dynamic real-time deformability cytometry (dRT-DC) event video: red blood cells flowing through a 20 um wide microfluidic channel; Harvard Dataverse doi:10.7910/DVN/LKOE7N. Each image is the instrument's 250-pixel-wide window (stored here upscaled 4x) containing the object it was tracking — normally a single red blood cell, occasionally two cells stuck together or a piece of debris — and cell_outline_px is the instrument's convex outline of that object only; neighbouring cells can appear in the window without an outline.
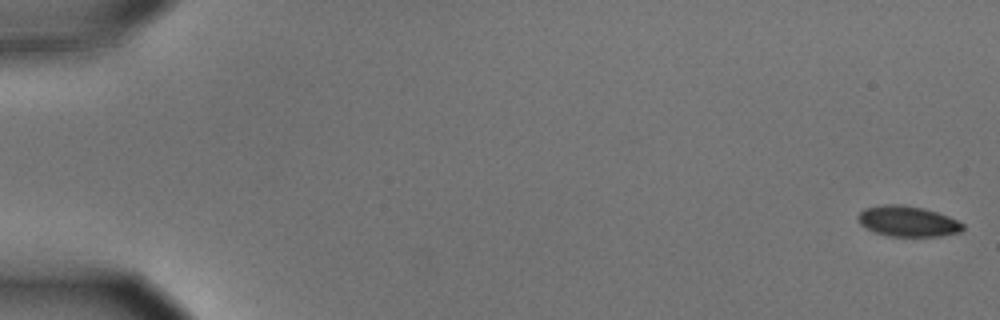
{"species": "common noctule bat (a hibernating species)", "species_latin": "Nyctalus noctula", "temperature_condition": "cold", "stored_images_in_passage": 6, "camera_frame_rate_fps": 3000, "um_per_image_px": 0.085, "animal": {"sex": "male", "body_mass_g": 15.6}, "frame": {"image": 1, "passage_image": 1, "time_ms": 0.0, "image_size_px": [1000, 320], "cell_outline_px": [[964, 228], [960, 232], [940, 236], [888, 236], [876, 232], [860, 224], [856, 216], [864, 208], [884, 204], [900, 204], [924, 208], [948, 216], [964, 224]], "centroid_in_image_um": [77.15, 18.8], "position_along_channel_um": 7.9, "area_um2": 18.61}}
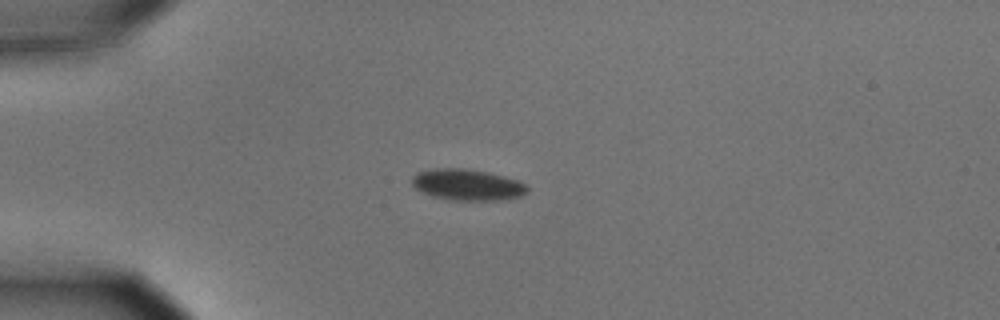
{"frame": {"image": 2, "passage_image": 5, "time_ms": 1.333, "image_size_px": [1000, 320], "cell_outline_px": [[528, 192], [520, 196], [500, 200], [452, 200], [432, 196], [416, 188], [412, 184], [412, 176], [416, 172], [432, 168], [464, 168], [488, 172], [504, 176], [516, 180], [524, 184], [528, 188]], "centroid_in_image_um": [39.7, 15.69], "position_along_channel_um": 45.3, "area_um2": 20.92}}